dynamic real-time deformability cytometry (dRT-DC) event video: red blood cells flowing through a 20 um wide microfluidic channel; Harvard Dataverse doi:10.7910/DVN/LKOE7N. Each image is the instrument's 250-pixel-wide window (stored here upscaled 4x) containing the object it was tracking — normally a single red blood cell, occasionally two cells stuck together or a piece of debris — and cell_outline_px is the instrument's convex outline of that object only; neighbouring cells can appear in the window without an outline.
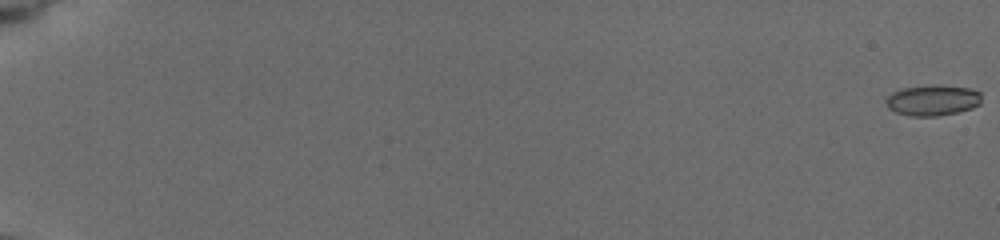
{"species": "common noctule bat (a hibernating species)", "species_latin": "Nyctalus noctula", "temperature_condition": "cold", "stored_images_in_passage": 27, "camera_frame_rate_fps": 3000, "um_per_image_px": 0.085, "animal": {"sex": "female", "body_mass_g": 19.5, "forearm_length_mm": 54.1}, "frame": {"image": 1, "passage_image": 1, "time_ms": 0.0, "image_size_px": [1000, 240], "cell_outline_px": [[980, 104], [972, 108], [956, 112], [936, 116], [908, 116], [896, 112], [888, 108], [884, 100], [892, 92], [904, 88], [932, 84], [936, 84], [972, 88], [980, 92]], "centroid_in_image_um": [79.26, 8.51], "position_along_channel_um": 5.7, "area_um2": 17.28}}
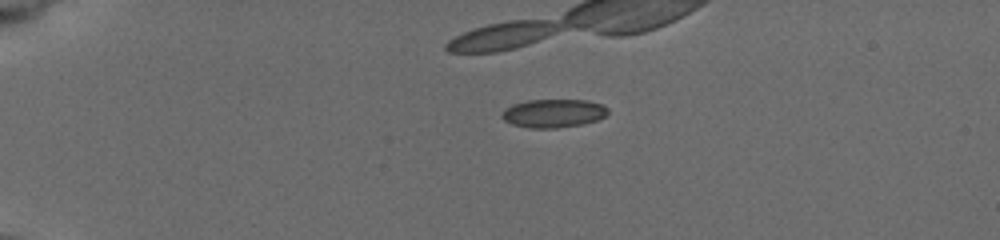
{"frame": {"image": 2, "passage_image": 10, "time_ms": 5.0, "image_size_px": [1000, 240], "cell_outline_px": [[608, 112], [604, 116], [596, 120], [580, 124], [556, 128], [528, 128], [512, 124], [504, 120], [500, 116], [500, 112], [504, 108], [512, 104], [528, 100], [588, 100], [604, 104], [608, 108]], "centroid_in_image_um": [47.0, 9.62], "position_along_channel_um": 38.0, "area_um2": 17.69}}